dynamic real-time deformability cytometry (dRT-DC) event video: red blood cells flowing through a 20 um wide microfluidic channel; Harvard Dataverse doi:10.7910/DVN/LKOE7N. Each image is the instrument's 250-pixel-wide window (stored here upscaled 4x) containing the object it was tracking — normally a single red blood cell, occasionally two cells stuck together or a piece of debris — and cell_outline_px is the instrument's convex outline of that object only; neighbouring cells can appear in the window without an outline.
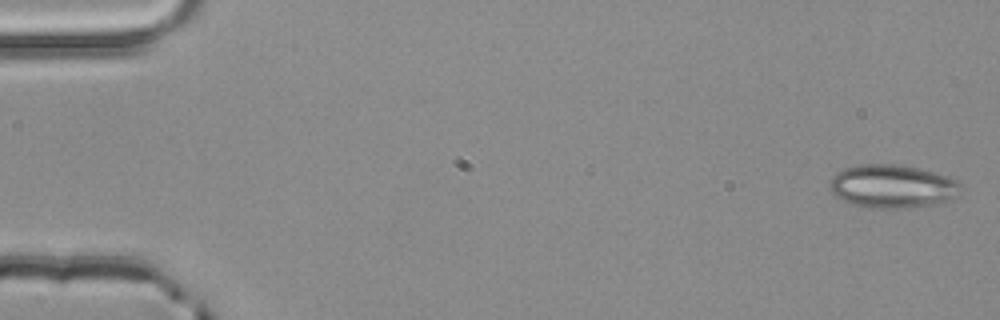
{"species": "common noctule bat (a hibernating species)", "species_latin": "Nyctalus noctula", "temperature_condition": "room temperature", "stored_images_in_passage": 4, "camera_frame_rate_fps": 3000, "um_per_image_px": 0.085, "animal": {"sex": "male", "body_mass_g": 20.4}, "frame": {"image": 1, "passage_image": 1, "time_ms": 0.0, "image_size_px": [1000, 320], "cell_outline_px": [[960, 188], [956, 196], [944, 204], [900, 208], [872, 208], [852, 204], [836, 196], [832, 192], [828, 184], [832, 176], [836, 172], [844, 168], [860, 164], [896, 164], [920, 168], [956, 180], [960, 184]], "centroid_in_image_um": [75.84, 15.84], "position_along_channel_um": 9.2, "area_um2": 33.18}}